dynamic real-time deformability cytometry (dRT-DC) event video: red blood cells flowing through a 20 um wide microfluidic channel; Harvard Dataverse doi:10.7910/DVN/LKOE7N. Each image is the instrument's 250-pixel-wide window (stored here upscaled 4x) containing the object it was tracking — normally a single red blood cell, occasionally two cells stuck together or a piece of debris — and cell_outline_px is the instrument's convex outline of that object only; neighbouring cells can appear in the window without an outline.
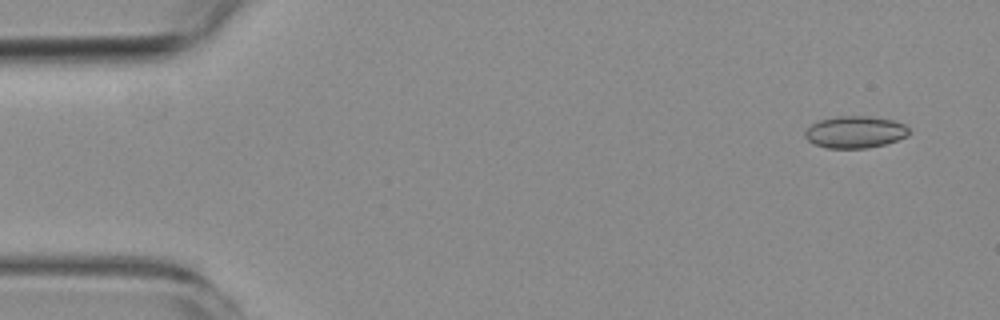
{"species": "common noctule bat (a hibernating species)", "species_latin": "Nyctalus noctula", "temperature_condition": "room temperature", "stored_images_in_passage": 4, "camera_frame_rate_fps": 3000, "um_per_image_px": 0.085, "animal": {"sex": "female", "body_mass_g": 19.3, "forearm_length_mm": 54.1}, "frame": {"image": 1, "passage_image": 1, "time_ms": 0.0, "image_size_px": [1000, 320], "cell_outline_px": [[908, 136], [884, 144], [868, 148], [828, 148], [816, 144], [808, 140], [804, 136], [804, 132], [812, 124], [820, 120], [836, 116], [868, 116], [892, 120], [904, 124], [908, 128]], "centroid_in_image_um": [72.68, 11.22], "position_along_channel_um": 12.3, "area_um2": 19.19}}
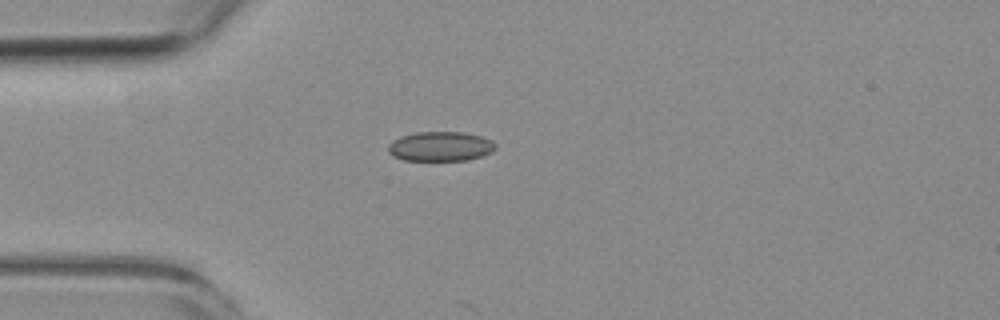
{"frame": {"image": 2, "passage_image": 4, "time_ms": 3.667, "image_size_px": [1000, 320], "cell_outline_px": [[496, 148], [492, 152], [468, 160], [404, 160], [392, 156], [388, 152], [388, 144], [392, 140], [400, 136], [416, 132], [464, 132], [480, 136], [492, 140], [496, 144]], "centroid_in_image_um": [37.42, 12.44], "position_along_channel_um": 47.6, "area_um2": 18.61}}